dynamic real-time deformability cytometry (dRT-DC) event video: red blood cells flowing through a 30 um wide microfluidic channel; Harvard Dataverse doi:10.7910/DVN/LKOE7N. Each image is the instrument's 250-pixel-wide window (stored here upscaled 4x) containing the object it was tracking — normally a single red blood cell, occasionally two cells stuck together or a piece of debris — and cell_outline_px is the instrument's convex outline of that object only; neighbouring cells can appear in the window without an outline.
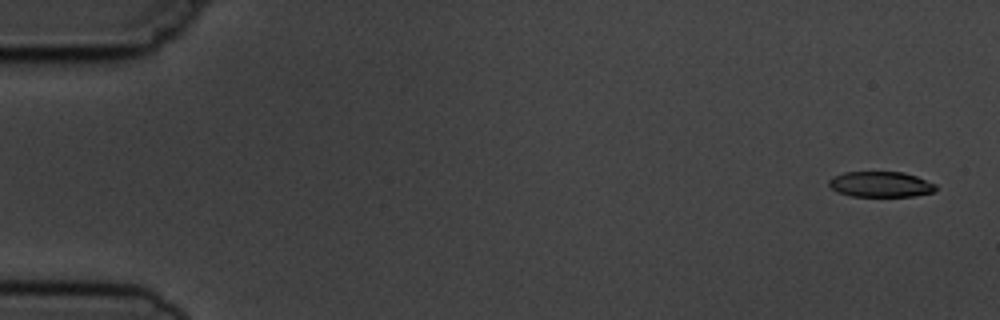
{"species": "common noctule bat (a hibernating species)", "species_latin": "Nyctalus noctula", "temperature_condition": "cold", "stored_images_in_passage": 6, "segment_of_instrument_passage": [1, 2], "camera_frame_rate_fps": 3000, "um_per_image_px": 0.085, "animal": {"sex": "male", "body_mass_g": 19.5, "forearm_length_mm": 54.6}, "frame": {"image": 1, "passage_image": 1, "time_ms": 0.0, "image_size_px": [1000, 320], "cell_outline_px": [[936, 188], [932, 192], [912, 196], [852, 196], [836, 192], [828, 184], [828, 180], [832, 176], [844, 172], [904, 172], [916, 176], [936, 184]], "centroid_in_image_um": [74.81, 15.66], "position_along_channel_um": 10.2, "area_um2": 15.9}}